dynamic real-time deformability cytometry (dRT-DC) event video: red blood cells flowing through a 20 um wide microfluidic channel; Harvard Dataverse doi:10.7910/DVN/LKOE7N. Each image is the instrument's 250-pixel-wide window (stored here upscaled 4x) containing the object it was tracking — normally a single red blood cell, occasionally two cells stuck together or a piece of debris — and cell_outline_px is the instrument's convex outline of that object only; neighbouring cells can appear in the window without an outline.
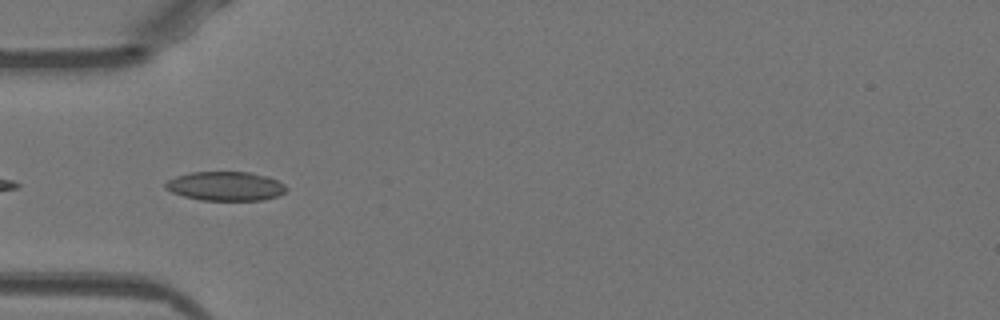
{"species": "Egyptian fruit bat (a non-hibernating species)", "species_latin": "Rousettus aegyptiacus", "temperature_condition": "warm", "stored_images_in_passage": 35, "camera_frame_rate_fps": 3000, "um_per_image_px": 0.085, "animal": {"sex": "female"}, "frame": {"image": 1, "passage_image": 2, "time_ms": 0.333, "image_size_px": [1000, 320], "cell_outline_px": [[288, 188], [280, 196], [264, 200], [200, 200], [184, 196], [172, 192], [164, 188], [164, 184], [168, 180], [176, 176], [192, 172], [252, 172], [268, 176], [284, 184]], "centroid_in_image_um": [19.19, 15.82], "position_along_channel_um": 65.8, "area_um2": 20.63}}
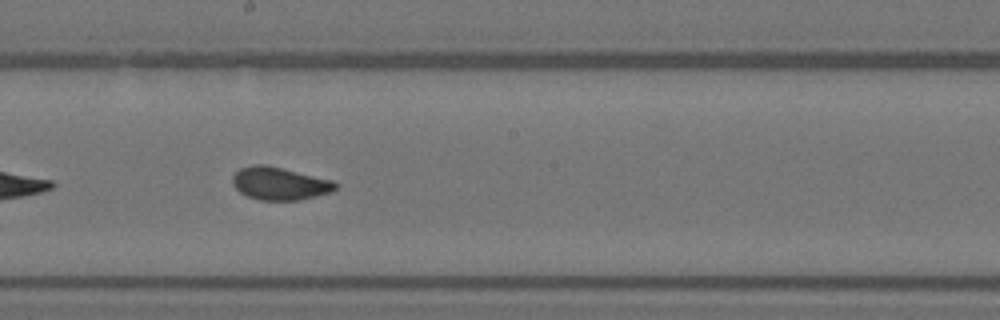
{"frame": {"image": 2, "passage_image": 14, "time_ms": 4.333, "image_size_px": [1000, 320], "cell_outline_px": [[340, 188], [332, 192], [316, 196], [296, 200], [260, 200], [248, 196], [240, 192], [232, 184], [232, 176], [240, 168], [252, 164], [264, 164], [332, 180], [340, 184]], "centroid_in_image_um": [23.79, 15.6], "position_along_channel_um": 224.4, "area_um2": 19.71}}
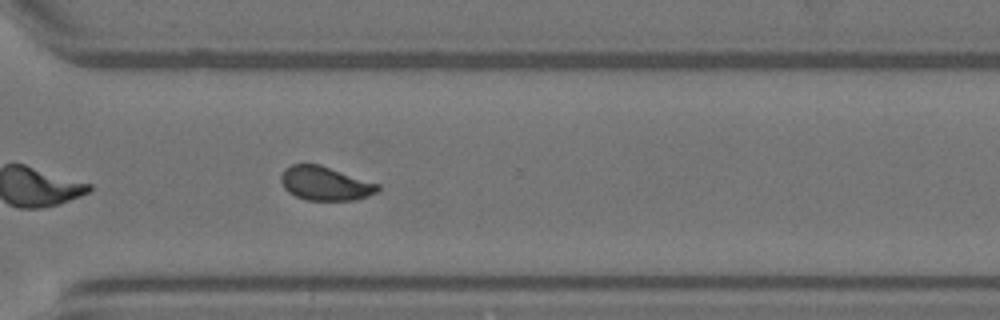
{"frame": {"image": 3, "passage_image": 23, "time_ms": 7.333, "image_size_px": [1000, 320], "cell_outline_px": [[380, 192], [368, 196], [352, 200], [308, 200], [296, 196], [288, 192], [284, 188], [280, 180], [280, 176], [284, 168], [292, 164], [320, 164], [380, 184]], "centroid_in_image_um": [27.65, 15.59], "position_along_channel_um": 343.0, "area_um2": 19.31}, "authors_computed_cell_mechanics": {"area_um2": 19.363, "velocity_mm_per_s": 3.967, "shape_relaxation_time_tau1_ms": null, "shape_relaxation_time_tau2_ms": 0.7986, "deformation_change_tau1": null, "deformation_change_tau2": 0.0535}}